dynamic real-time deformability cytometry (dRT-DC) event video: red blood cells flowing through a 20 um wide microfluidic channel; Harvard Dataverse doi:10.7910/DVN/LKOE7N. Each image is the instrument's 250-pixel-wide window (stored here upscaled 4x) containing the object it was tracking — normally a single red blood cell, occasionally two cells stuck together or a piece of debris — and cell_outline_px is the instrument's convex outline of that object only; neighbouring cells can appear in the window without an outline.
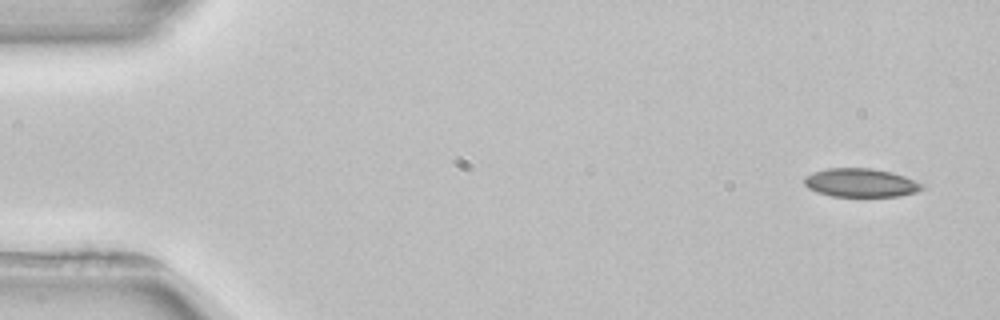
{"species": "common noctule bat (a hibernating species)", "species_latin": "Nyctalus noctula", "temperature_condition": "room temperature", "stored_images_in_passage": 4, "camera_frame_rate_fps": 3000, "um_per_image_px": 0.085, "animal": {"sex": "female", "body_mass_g": 22.7, "forearm_length_mm": 54.2}, "frame": {"image": 1, "passage_image": 1, "time_ms": 0.0, "image_size_px": [1000, 320], "cell_outline_px": [[924, 188], [916, 192], [900, 196], [832, 196], [816, 192], [808, 188], [804, 184], [804, 176], [812, 172], [828, 168], [872, 168], [892, 172], [916, 180], [924, 184]], "centroid_in_image_um": [73.16, 15.53], "position_along_channel_um": 11.8, "area_um2": 19.77}}
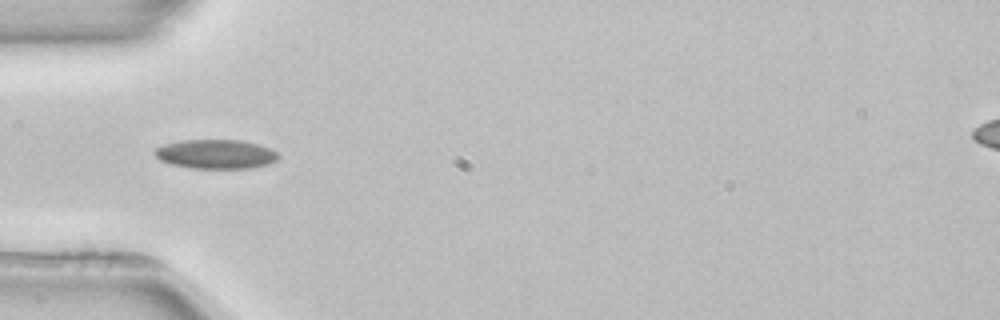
{"frame": {"image": 2, "passage_image": 4, "time_ms": 4.667, "image_size_px": [1000, 320], "cell_outline_px": [[280, 156], [276, 160], [268, 164], [248, 168], [192, 168], [172, 164], [160, 160], [152, 152], [156, 148], [164, 144], [180, 140], [240, 140], [260, 144], [276, 152]], "centroid_in_image_um": [18.33, 13.09], "position_along_channel_um": 66.7, "area_um2": 20.98}}